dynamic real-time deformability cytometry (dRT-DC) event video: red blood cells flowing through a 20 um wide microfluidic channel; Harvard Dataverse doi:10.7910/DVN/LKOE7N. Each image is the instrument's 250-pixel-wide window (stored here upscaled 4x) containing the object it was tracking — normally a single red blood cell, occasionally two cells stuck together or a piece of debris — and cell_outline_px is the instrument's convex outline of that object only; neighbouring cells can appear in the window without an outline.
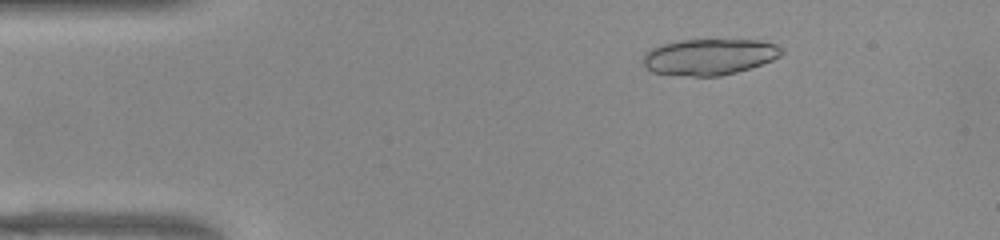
{"species": "common noctule bat (a hibernating species)", "species_latin": "Nyctalus noctula", "temperature_condition": "warm", "stored_images_in_passage": 52, "camera_frame_rate_fps": 3000, "um_per_image_px": 0.085, "animal": {"sex": "female", "body_mass_g": 22.0, "forearm_length_mm": 56.7}, "frame": {"image": 1, "passage_image": 8, "time_ms": 2.333, "image_size_px": [1000, 240], "cell_outline_px": [[784, 52], [780, 56], [772, 60], [736, 72], [720, 76], [692, 76], [652, 72], [644, 64], [644, 56], [652, 48], [660, 44], [676, 40], [760, 40], [776, 44]], "centroid_in_image_um": [60.3, 4.82], "position_along_channel_um": 24.7, "area_um2": 28.9}, "authors_computed_cell_mechanics": {"area_um2": 29.5358, "velocity_mm_per_s": 3.912, "shape_relaxation_time_tau1_ms": 1.5572, "shape_relaxation_time_tau2_ms": 1.2979, "deformation_change_tau1": 0.3031, "deformation_change_tau2": 0.073}}